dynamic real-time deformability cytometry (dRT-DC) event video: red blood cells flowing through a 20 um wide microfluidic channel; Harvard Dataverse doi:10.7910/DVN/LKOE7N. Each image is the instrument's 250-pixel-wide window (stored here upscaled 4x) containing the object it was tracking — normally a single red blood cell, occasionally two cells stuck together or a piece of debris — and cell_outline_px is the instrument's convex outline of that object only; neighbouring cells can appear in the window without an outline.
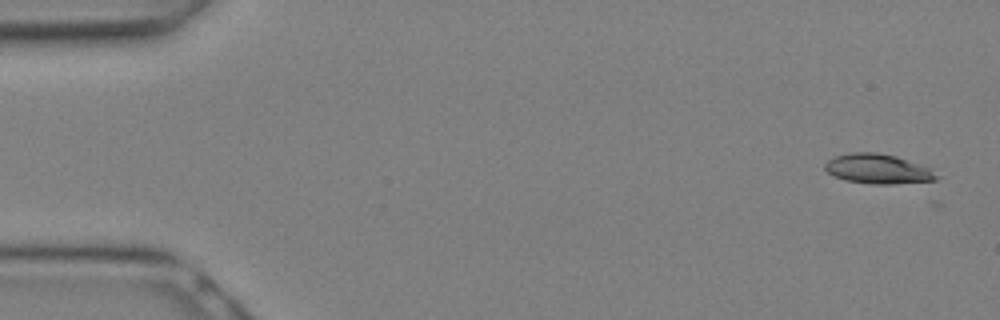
{"species": "Egyptian fruit bat (a non-hibernating species)", "species_latin": "Rousettus aegyptiacus", "temperature_condition": "warm", "stored_images_in_passage": 10, "camera_frame_rate_fps": 3000, "um_per_image_px": 0.085, "animal": {"sex": "female"}, "frame": {"image": 1, "passage_image": 1, "time_ms": 0.0, "image_size_px": [1000, 320], "cell_outline_px": [[940, 176], [936, 180], [892, 184], [872, 184], [844, 180], [832, 176], [824, 168], [824, 164], [828, 160], [836, 156], [852, 152], [876, 152], [896, 156], [928, 168]], "centroid_in_image_um": [74.58, 14.36], "position_along_channel_um": 10.4, "area_um2": 19.19}}
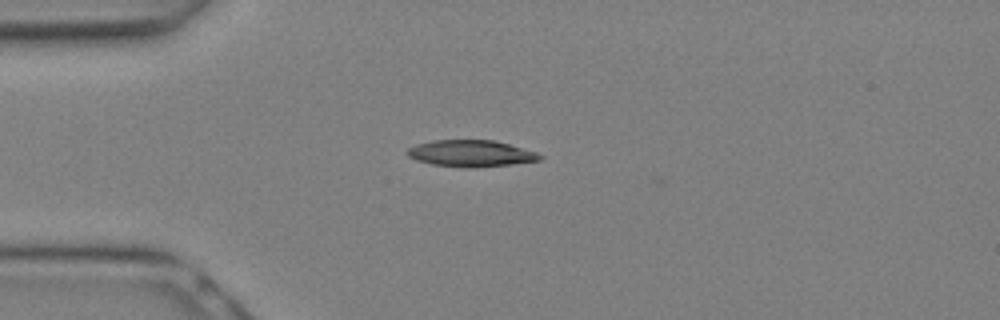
{"frame": {"image": 2, "passage_image": 7, "time_ms": 2.0, "image_size_px": [1000, 320], "cell_outline_px": [[544, 156], [540, 160], [512, 164], [472, 168], [464, 168], [432, 164], [416, 160], [408, 156], [408, 148], [416, 144], [432, 140], [496, 140], [536, 152]], "centroid_in_image_um": [40.03, 13.04], "position_along_channel_um": 45.0, "area_um2": 20.58}}